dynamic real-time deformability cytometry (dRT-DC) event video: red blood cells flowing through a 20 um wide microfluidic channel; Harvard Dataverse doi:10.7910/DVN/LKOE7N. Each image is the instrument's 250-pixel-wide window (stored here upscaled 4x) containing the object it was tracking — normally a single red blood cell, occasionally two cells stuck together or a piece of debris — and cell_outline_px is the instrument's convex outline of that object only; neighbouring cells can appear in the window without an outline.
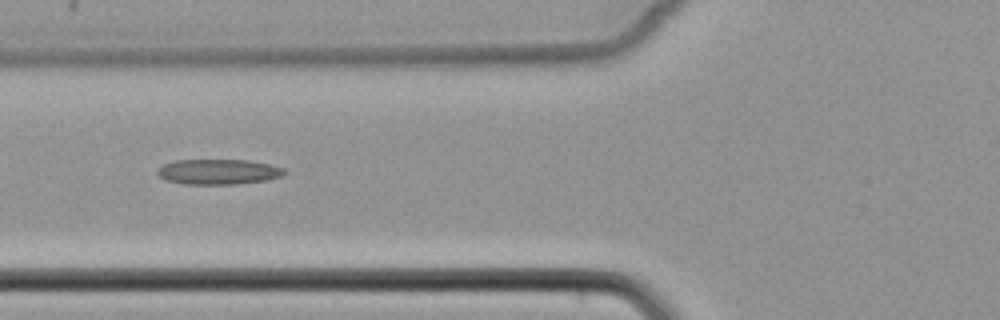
{"species": "common noctule bat (a hibernating species)", "species_latin": "Nyctalus noctula", "temperature_condition": "cold", "stored_images_in_passage": 4, "camera_frame_rate_fps": 3000, "um_per_image_px": 0.085, "animal": {"sex": "female", "body_mass_g": 22.7, "forearm_length_mm": 54.2}, "frame": {"image": 1, "passage_image": 4, "time_ms": 3.667, "image_size_px": [1000, 320], "cell_outline_px": [[288, 172], [280, 176], [268, 180], [236, 184], [184, 184], [164, 180], [156, 172], [156, 168], [164, 164], [176, 160], [248, 160], [272, 164], [284, 168]], "centroid_in_image_um": [18.57, 14.6], "position_along_channel_um": 107.2, "area_um2": 18.9}}